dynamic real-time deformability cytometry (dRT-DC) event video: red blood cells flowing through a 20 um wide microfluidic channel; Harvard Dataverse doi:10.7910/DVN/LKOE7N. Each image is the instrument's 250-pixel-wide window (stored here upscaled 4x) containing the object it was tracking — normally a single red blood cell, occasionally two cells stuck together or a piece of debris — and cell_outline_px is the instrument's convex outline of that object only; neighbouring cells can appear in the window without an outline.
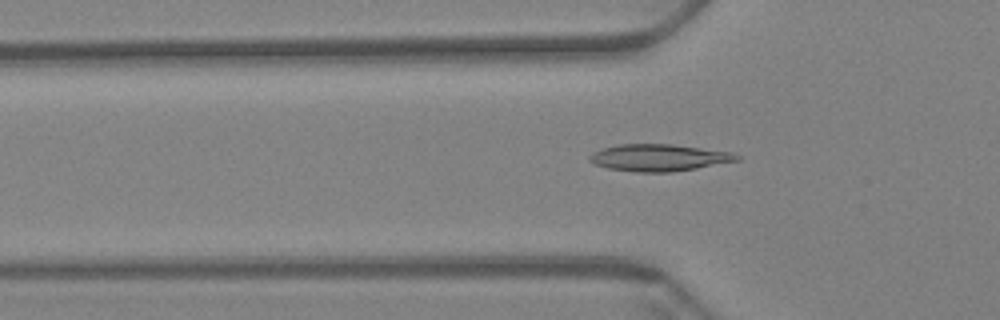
{"species": "Egyptian fruit bat (a non-hibernating species)", "species_latin": "Rousettus aegyptiacus", "temperature_condition": "warm", "stored_images_in_passage": 60, "camera_frame_rate_fps": 3000, "um_per_image_px": 0.085, "animal": {"sex": "female"}, "frame": {"image": 1, "passage_image": 20, "time_ms": 6.333, "image_size_px": [1000, 320], "cell_outline_px": [[740, 160], [696, 168], [672, 172], [636, 172], [608, 168], [596, 164], [588, 160], [588, 156], [592, 152], [604, 148], [620, 144], [672, 144], [732, 152], [740, 156]], "centroid_in_image_um": [56.0, 13.4], "position_along_channel_um": 69.8, "area_um2": 23.0}}
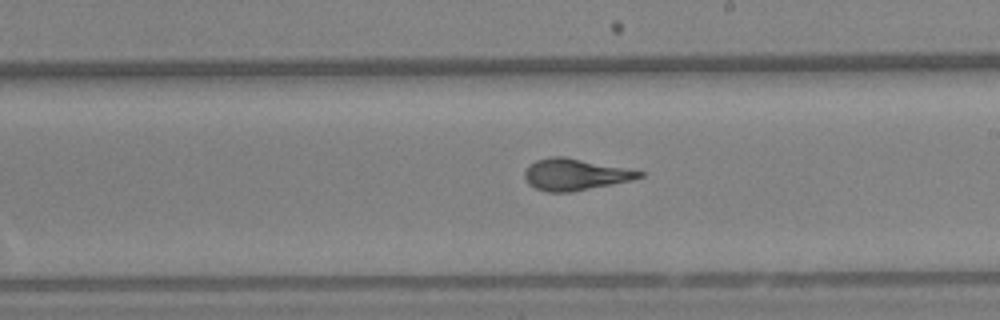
{"frame": {"image": 2, "passage_image": 35, "time_ms": 11.333, "image_size_px": [1000, 320], "cell_outline_px": [[644, 176], [632, 180], [572, 192], [548, 192], [536, 188], [528, 184], [524, 176], [524, 172], [536, 160], [552, 156], [564, 156], [628, 168], [644, 172]], "centroid_in_image_um": [48.9, 14.83], "position_along_channel_um": 240.1, "area_um2": 21.04}}
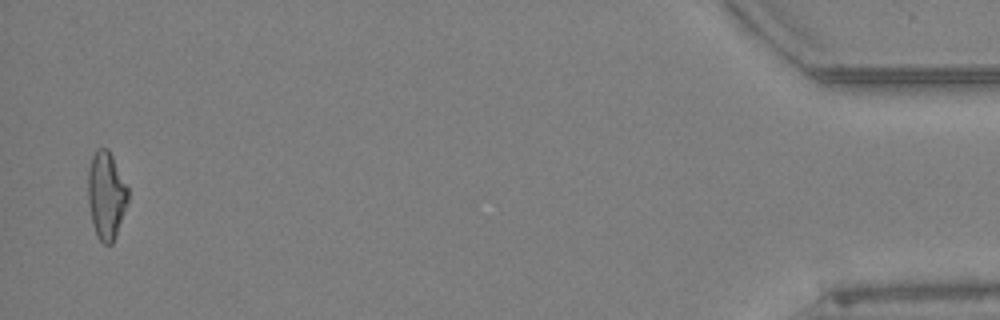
{"frame": {"image": 3, "passage_image": 59, "time_ms": 19.333, "image_size_px": [1000, 320], "cell_outline_px": [[128, 200], [112, 244], [104, 244], [96, 236], [92, 224], [88, 204], [88, 172], [92, 156], [96, 148], [108, 148], [128, 188]], "centroid_in_image_um": [9.0, 16.59], "position_along_channel_um": 426.2, "area_um2": 20.23}, "authors_computed_cell_mechanics": {"area_um2": 21.0392, "velocity_mm_per_s": 3.4168, "shape_relaxation_time_tau1_ms": 8.641, "shape_relaxation_time_tau2_ms": 1.1815, "deformation_change_tau1": 0.2212, "deformation_change_tau2": 0.0589}}